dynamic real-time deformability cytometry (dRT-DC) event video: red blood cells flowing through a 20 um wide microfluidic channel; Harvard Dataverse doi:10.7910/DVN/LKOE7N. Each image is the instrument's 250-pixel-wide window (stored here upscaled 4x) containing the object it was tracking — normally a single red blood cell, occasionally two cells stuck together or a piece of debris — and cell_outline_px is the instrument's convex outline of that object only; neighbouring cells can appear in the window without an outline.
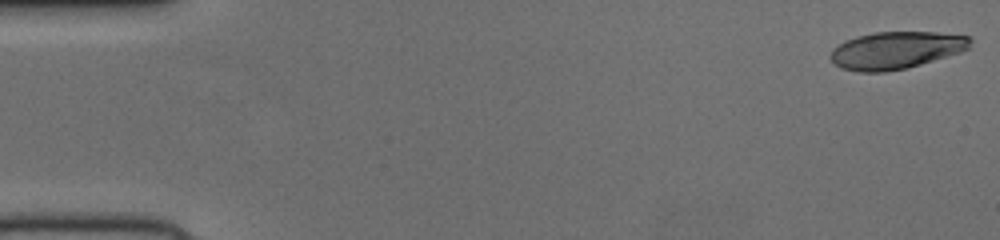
{"species": "human", "species_latin": "Homo sapiens", "temperature_condition": "cold", "stored_images_in_passage": 52, "camera_frame_rate_fps": 3000, "um_per_image_px": 0.085, "donor": {"sex": "female"}, "frame": {"image": 1, "passage_image": 1, "time_ms": 0.0, "image_size_px": [1000, 240], "cell_outline_px": [[972, 40], [968, 48], [960, 52], [920, 64], [904, 68], [884, 72], [860, 72], [840, 68], [832, 60], [832, 48], [844, 40], [856, 36], [872, 32], [936, 32], [968, 36]], "centroid_in_image_um": [76.13, 4.26], "position_along_channel_um": 8.9, "area_um2": 30.17}}
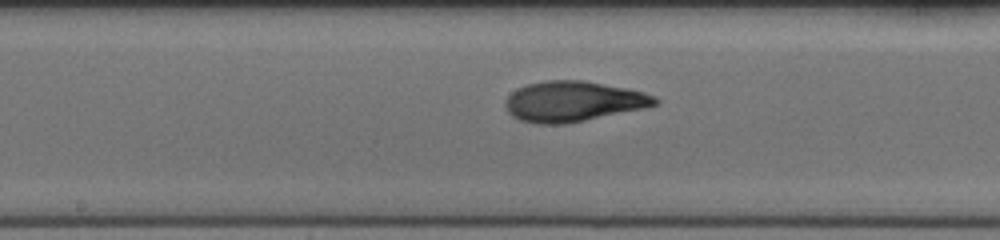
{"frame": {"image": 2, "passage_image": 27, "time_ms": 8.667, "image_size_px": [1000, 240], "cell_outline_px": [[660, 100], [656, 104], [644, 108], [564, 124], [540, 124], [520, 120], [512, 116], [508, 112], [504, 104], [504, 100], [516, 88], [528, 84], [548, 80], [584, 80], [644, 92], [656, 96]], "centroid_in_image_um": [48.69, 8.61], "position_along_channel_um": 199.5, "area_um2": 35.03}}
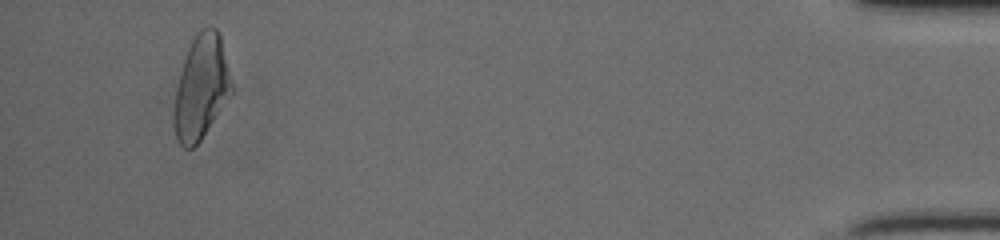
{"frame": {"image": 3, "passage_image": 49, "time_ms": 16.0, "image_size_px": [1000, 240], "cell_outline_px": [[232, 92], [200, 140], [192, 148], [184, 148], [176, 140], [172, 124], [172, 112], [176, 92], [184, 60], [188, 48], [196, 32], [200, 28], [216, 28], [220, 36], [232, 84]], "centroid_in_image_um": [17.06, 7.45], "position_along_channel_um": 418.1, "area_um2": 34.39}}